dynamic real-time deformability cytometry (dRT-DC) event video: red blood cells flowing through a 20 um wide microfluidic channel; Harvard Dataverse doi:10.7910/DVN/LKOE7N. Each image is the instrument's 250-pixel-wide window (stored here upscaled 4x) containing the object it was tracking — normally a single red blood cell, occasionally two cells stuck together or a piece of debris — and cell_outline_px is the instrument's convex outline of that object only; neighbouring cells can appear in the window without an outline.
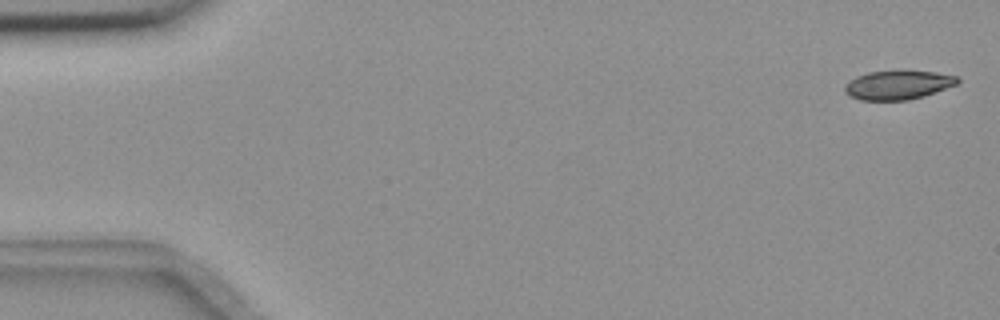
{"species": "common noctule bat (a hibernating species)", "species_latin": "Nyctalus noctula", "temperature_condition": "room temperature", "stored_images_in_passage": 56, "camera_frame_rate_fps": 3000, "um_per_image_px": 0.085, "animal": {"sex": "female", "body_mass_g": 18.4}, "frame": {"image": 1, "passage_image": 2, "time_ms": 0.333, "image_size_px": [1000, 320], "cell_outline_px": [[960, 80], [956, 84], [924, 96], [908, 100], [860, 100], [848, 96], [844, 92], [844, 84], [848, 80], [856, 76], [868, 72], [936, 72], [960, 76]], "centroid_in_image_um": [76.28, 7.24], "position_along_channel_um": 8.7, "area_um2": 18.9}}
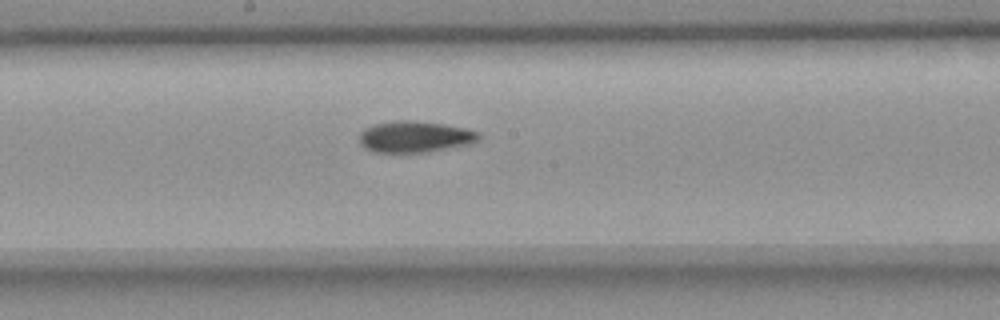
{"frame": {"image": 2, "passage_image": 30, "time_ms": 9.667, "image_size_px": [1000, 320], "cell_outline_px": [[480, 140], [472, 144], [428, 152], [376, 152], [364, 148], [360, 144], [360, 132], [364, 128], [376, 124], [396, 120], [412, 120], [444, 124], [468, 128], [480, 132]], "centroid_in_image_um": [35.32, 11.62], "position_along_channel_um": 212.9, "area_um2": 22.08}}
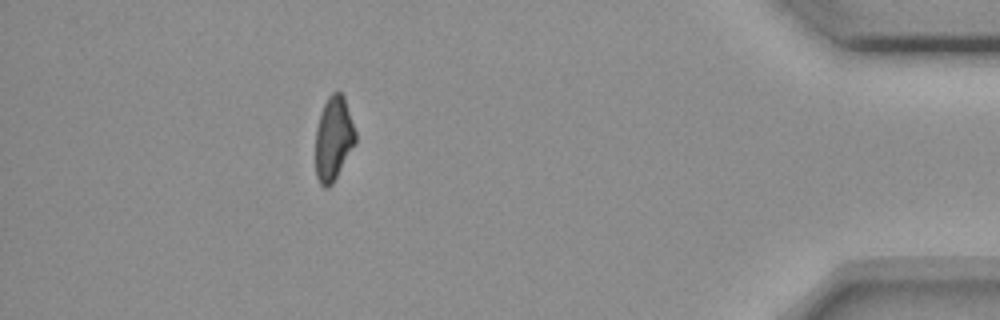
{"frame": {"image": 3, "passage_image": 50, "time_ms": 16.333, "image_size_px": [1000, 320], "cell_outline_px": [[356, 144], [332, 184], [328, 188], [324, 188], [320, 184], [316, 176], [316, 128], [320, 112], [328, 96], [332, 92], [340, 92], [344, 96], [356, 132]], "centroid_in_image_um": [28.35, 11.78], "position_along_channel_um": 406.8, "area_um2": 19.71}, "authors_computed_cell_mechanics": {"area_um2": 20.7791, "velocity_mm_per_s": 3.6756, "shape_relaxation_time_tau1_ms": 4.3884, "shape_relaxation_time_tau2_ms": 7.7668, "deformation_change_tau1": 0.1489, "deformation_change_tau2": 0.1485}}